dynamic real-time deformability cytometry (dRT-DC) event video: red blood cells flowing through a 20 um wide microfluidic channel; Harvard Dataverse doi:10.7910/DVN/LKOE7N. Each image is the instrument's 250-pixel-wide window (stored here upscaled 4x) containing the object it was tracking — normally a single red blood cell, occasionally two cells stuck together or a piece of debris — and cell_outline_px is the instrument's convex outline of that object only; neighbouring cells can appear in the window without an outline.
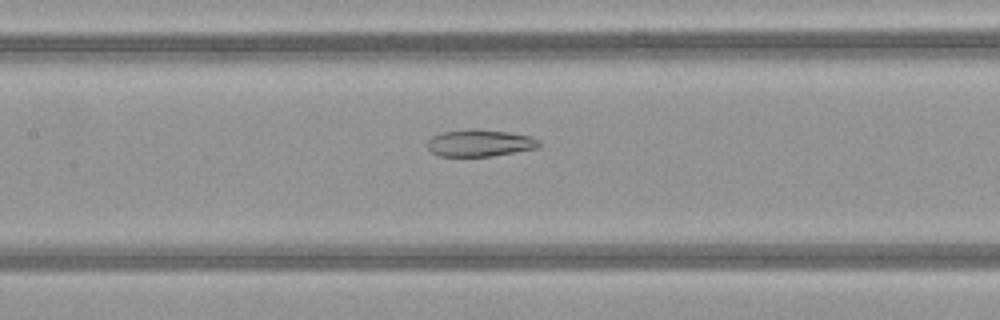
{"species": "common noctule bat (a hibernating species)", "species_latin": "Nyctalus noctula", "temperature_condition": "warm", "stored_images_in_passage": 45, "camera_frame_rate_fps": 3000, "um_per_image_px": 0.085, "animal": {"sex": "female", "body_mass_g": 21.9}, "frame": {"image": 1, "passage_image": 19, "time_ms": 6.0, "image_size_px": [1000, 320], "cell_outline_px": [[540, 144], [536, 148], [492, 156], [440, 156], [432, 152], [428, 148], [428, 140], [432, 136], [440, 132], [508, 132], [532, 136], [540, 140]], "centroid_in_image_um": [40.81, 12.2], "position_along_channel_um": 166.6, "area_um2": 16.59}}
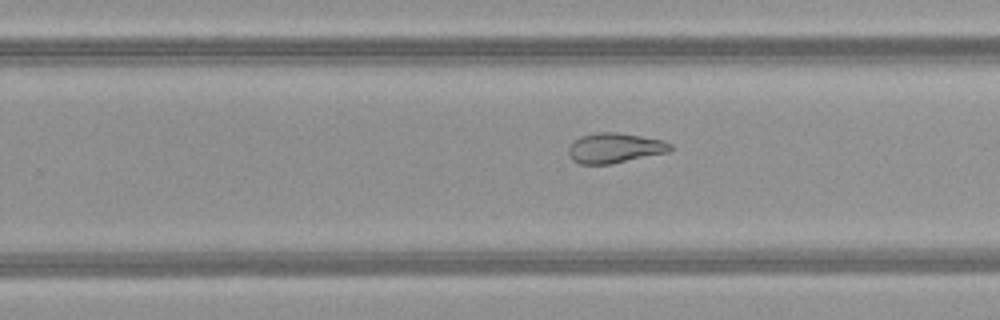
{"frame": {"image": 2, "passage_image": 27, "time_ms": 8.667, "image_size_px": [1000, 320], "cell_outline_px": [[672, 148], [668, 152], [612, 164], [580, 164], [572, 160], [568, 152], [568, 148], [580, 136], [596, 132], [616, 132], [664, 140], [672, 144]], "centroid_in_image_um": [52.26, 12.58], "position_along_channel_um": 277.5, "area_um2": 17.8}}
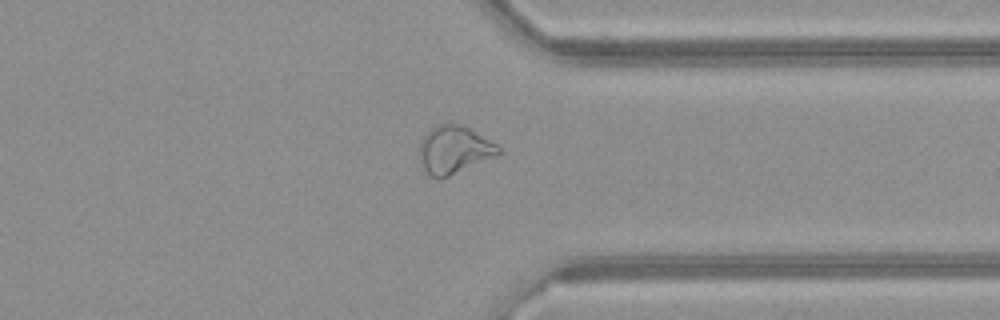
{"frame": {"image": 3, "passage_image": 34, "time_ms": 11.0, "image_size_px": [1000, 320], "cell_outline_px": [[500, 152], [496, 156], [440, 180], [432, 176], [424, 168], [420, 160], [420, 140], [432, 128], [448, 120], [460, 124], [468, 128], [496, 144], [500, 148]], "centroid_in_image_um": [38.58, 12.72], "position_along_channel_um": 372.8, "area_um2": 21.85}, "authors_computed_cell_mechanics": {"area_um2": 23.6402, "velocity_mm_per_s": 4.1795, "shape_relaxation_time_tau1_ms": null, "shape_relaxation_time_tau2_ms": 3.1078, "deformation_change_tau1": null, "deformation_change_tau2": 0.1036}}